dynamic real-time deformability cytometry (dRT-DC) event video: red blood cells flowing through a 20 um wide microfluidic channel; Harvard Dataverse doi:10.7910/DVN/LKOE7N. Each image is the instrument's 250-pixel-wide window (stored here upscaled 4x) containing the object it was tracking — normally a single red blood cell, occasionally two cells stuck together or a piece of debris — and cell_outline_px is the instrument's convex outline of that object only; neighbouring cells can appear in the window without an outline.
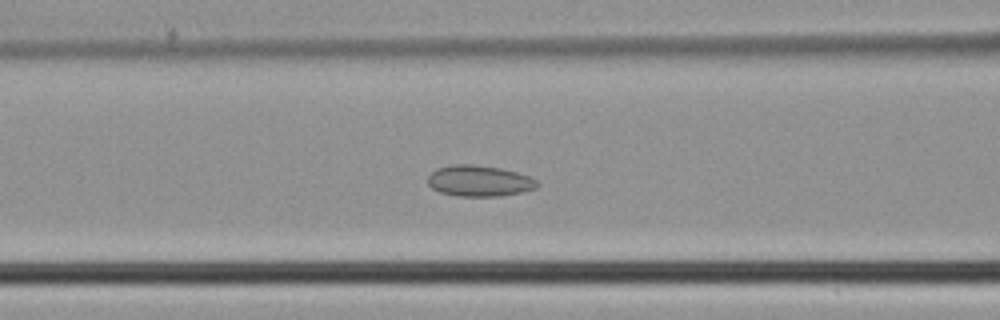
{"species": "common noctule bat (a hibernating species)", "species_latin": "Nyctalus noctula", "temperature_condition": "cold", "stored_images_in_passage": 40, "camera_frame_rate_fps": 3000, "um_per_image_px": 0.085, "animal": {"sex": "male", "body_mass_g": 21.5, "forearm_length_mm": 52.0}, "frame": {"image": 1, "passage_image": 18, "time_ms": 5.667, "image_size_px": [1000, 320], "cell_outline_px": [[540, 184], [536, 188], [520, 192], [500, 196], [456, 196], [440, 192], [432, 188], [428, 184], [428, 176], [436, 168], [456, 164], [472, 164], [500, 168], [516, 172], [528, 176], [536, 180]], "centroid_in_image_um": [40.72, 15.38], "position_along_channel_um": 125.9, "area_um2": 19.71}}
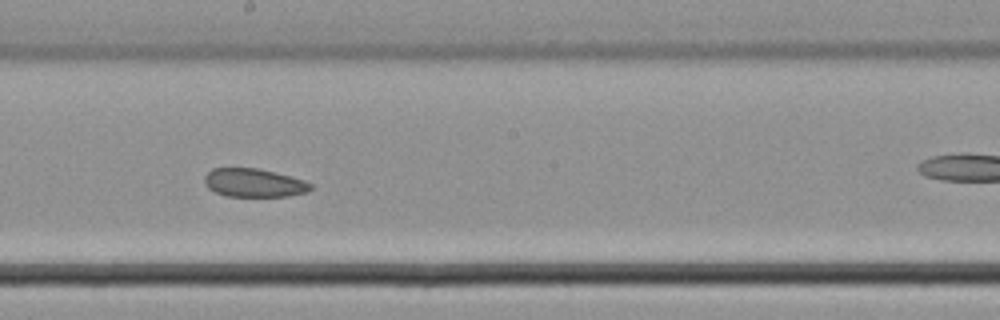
{"frame": {"image": 2, "passage_image": 25, "time_ms": 8.0, "image_size_px": [1000, 320], "cell_outline_px": [[312, 188], [308, 192], [288, 196], [228, 196], [216, 192], [208, 188], [204, 180], [204, 176], [212, 168], [256, 168], [304, 180], [312, 184]], "centroid_in_image_um": [21.58, 15.54], "position_along_channel_um": 226.6, "area_um2": 17.4}}
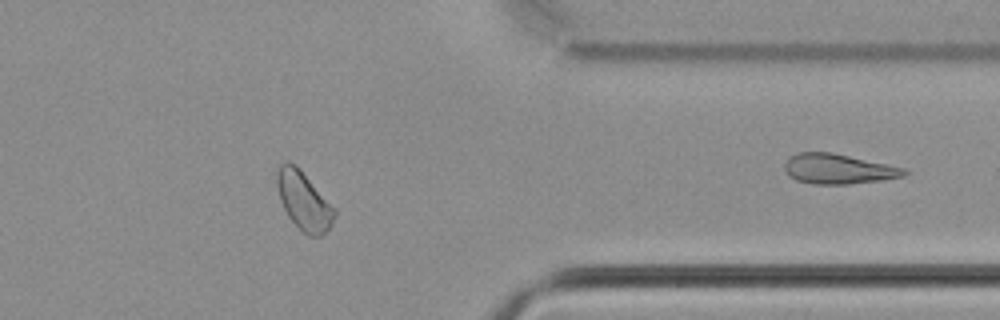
{"frame": {"image": 3, "passage_image": 37, "time_ms": 12.0, "image_size_px": [1000, 320], "cell_outline_px": [[336, 216], [332, 224], [320, 236], [308, 236], [288, 216], [280, 200], [276, 184], [276, 172], [280, 164], [284, 160], [288, 160], [296, 164], [336, 212]], "centroid_in_image_um": [25.77, 17.03], "position_along_channel_um": 385.6, "area_um2": 19.13}}